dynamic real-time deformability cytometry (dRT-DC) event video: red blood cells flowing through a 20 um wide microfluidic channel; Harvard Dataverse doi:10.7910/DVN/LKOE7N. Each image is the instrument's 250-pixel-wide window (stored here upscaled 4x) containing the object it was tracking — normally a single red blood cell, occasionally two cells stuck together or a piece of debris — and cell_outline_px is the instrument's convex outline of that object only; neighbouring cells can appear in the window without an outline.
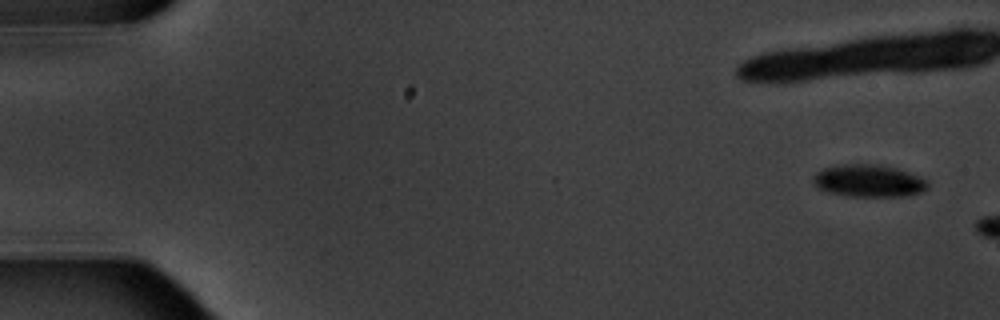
{"species": "common noctule bat (a hibernating species)", "species_latin": "Nyctalus noctula", "temperature_condition": "warm", "stored_images_in_passage": 3, "camera_frame_rate_fps": 3000, "um_per_image_px": 0.085, "animal": {"sex": "male", "body_mass_g": 20.1, "forearm_length_mm": 53.5}, "frame": {"image": 1, "passage_image": 1, "time_ms": 0.0, "image_size_px": [1000, 320], "cell_outline_px": [[928, 188], [920, 192], [908, 196], [848, 196], [828, 192], [820, 188], [812, 180], [812, 176], [816, 172], [824, 168], [844, 164], [876, 164], [896, 168], [908, 172], [928, 180]], "centroid_in_image_um": [73.85, 15.37], "position_along_channel_um": 11.2, "area_um2": 21.5}}